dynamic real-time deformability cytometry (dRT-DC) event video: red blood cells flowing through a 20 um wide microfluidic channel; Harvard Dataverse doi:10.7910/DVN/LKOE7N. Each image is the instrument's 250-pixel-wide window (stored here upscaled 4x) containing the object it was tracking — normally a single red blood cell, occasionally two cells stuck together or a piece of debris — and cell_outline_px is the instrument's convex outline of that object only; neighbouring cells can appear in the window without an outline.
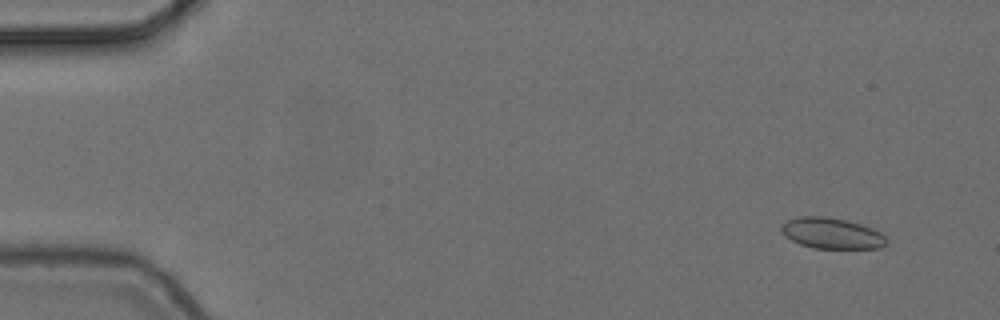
{"species": "common noctule bat (a hibernating species)", "species_latin": "Nyctalus noctula", "temperature_condition": "cold", "stored_images_in_passage": 5, "camera_frame_rate_fps": 3000, "um_per_image_px": 0.085, "animal": {"sex": "female", "body_mass_g": 24.6, "forearm_length_mm": 56.2}, "frame": {"image": 1, "passage_image": 2, "time_ms": 0.333, "image_size_px": [1000, 320], "cell_outline_px": [[888, 244], [880, 248], [812, 248], [800, 244], [792, 240], [780, 228], [788, 220], [800, 216], [824, 216], [848, 220], [872, 228], [880, 232], [888, 240]], "centroid_in_image_um": [70.75, 19.83], "position_along_channel_um": 14.2, "area_um2": 18.79}}
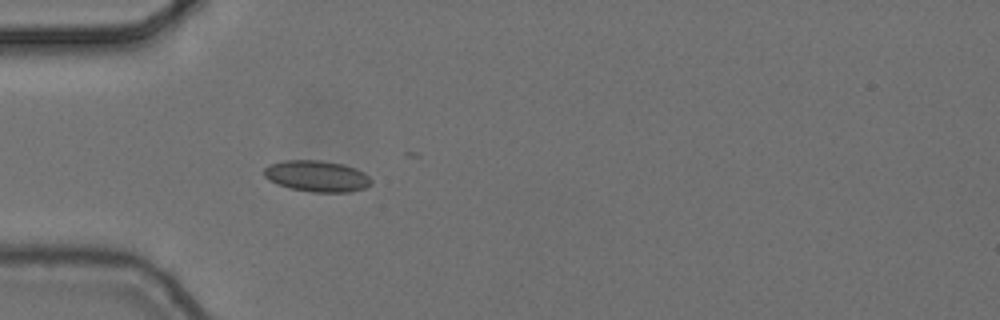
{"frame": {"image": 2, "passage_image": 5, "time_ms": 1.333, "image_size_px": [1000, 320], "cell_outline_px": [[372, 184], [364, 188], [348, 192], [312, 192], [292, 188], [268, 180], [264, 176], [264, 168], [268, 164], [284, 160], [320, 160], [344, 164], [356, 168], [364, 172], [372, 180]], "centroid_in_image_um": [26.94, 14.96], "position_along_channel_um": 58.1, "area_um2": 19.54}}